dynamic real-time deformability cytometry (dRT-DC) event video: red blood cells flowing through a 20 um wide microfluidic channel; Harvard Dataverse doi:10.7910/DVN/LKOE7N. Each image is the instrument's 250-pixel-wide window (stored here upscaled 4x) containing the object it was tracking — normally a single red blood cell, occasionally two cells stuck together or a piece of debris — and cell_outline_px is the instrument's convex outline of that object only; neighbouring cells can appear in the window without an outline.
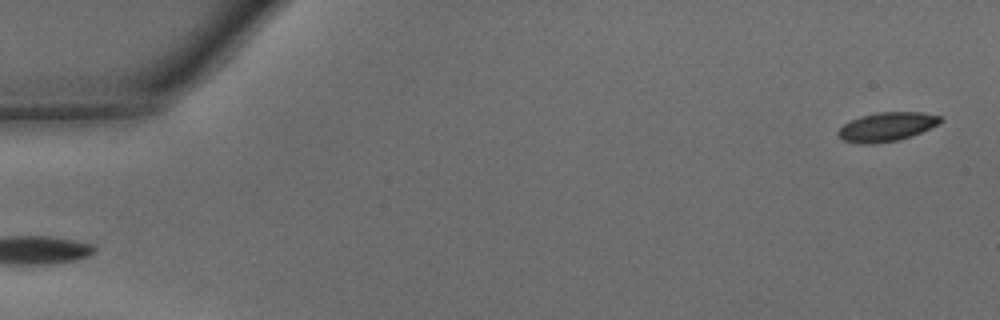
{"species": "common noctule bat (a hibernating species)", "species_latin": "Nyctalus noctula", "temperature_condition": "warm", "stored_images_in_passage": 42, "camera_frame_rate_fps": 3000, "um_per_image_px": 0.085, "animal": {"sex": "male", "body_mass_g": 15.6}, "frame": {"image": 1, "passage_image": 1, "time_ms": 0.0, "image_size_px": [1000, 320], "cell_outline_px": [[944, 120], [940, 124], [912, 136], [896, 140], [872, 144], [856, 144], [844, 140], [836, 132], [844, 124], [860, 116], [876, 112], [920, 112], [940, 116]], "centroid_in_image_um": [75.39, 10.77], "position_along_channel_um": 9.6, "area_um2": 17.28}}
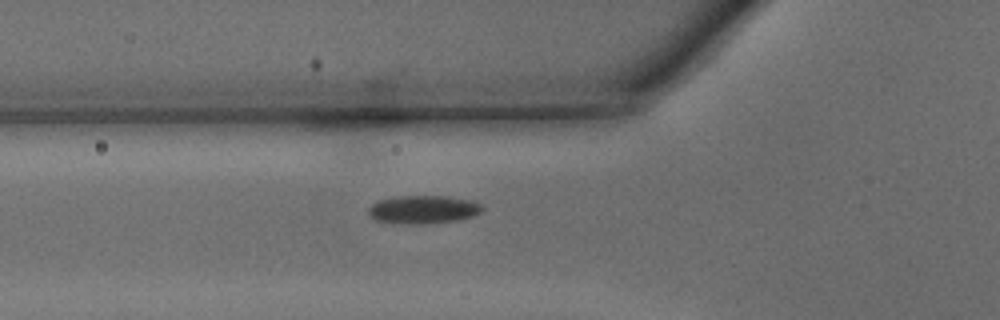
{"frame": {"image": 2, "passage_image": 16, "time_ms": 5.0, "image_size_px": [1000, 320], "cell_outline_px": [[484, 208], [480, 212], [472, 216], [460, 220], [428, 224], [392, 224], [376, 220], [368, 216], [368, 208], [376, 200], [396, 196], [448, 196], [468, 200], [480, 204]], "centroid_in_image_um": [35.91, 17.82], "position_along_channel_um": 89.9, "area_um2": 19.07}}
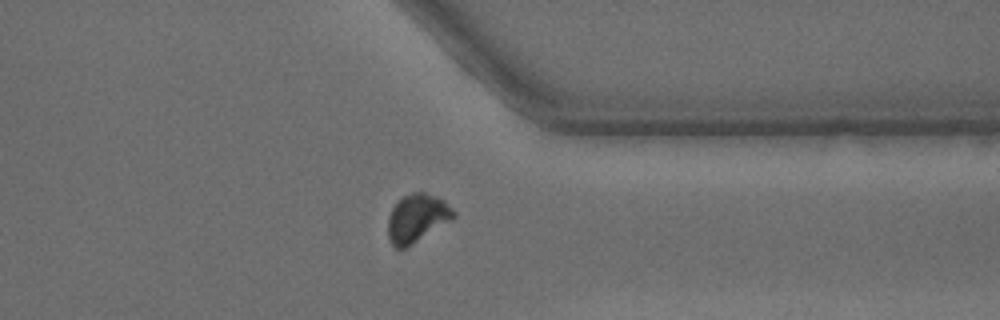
{"frame": {"image": 3, "passage_image": 36, "time_ms": 11.667, "image_size_px": [1000, 320], "cell_outline_px": [[456, 216], [408, 248], [396, 248], [392, 244], [388, 236], [388, 216], [392, 208], [404, 196], [412, 192], [424, 192], [436, 196], [444, 200], [456, 212]], "centroid_in_image_um": [35.45, 18.55], "position_along_channel_um": 376.0, "area_um2": 18.38}}